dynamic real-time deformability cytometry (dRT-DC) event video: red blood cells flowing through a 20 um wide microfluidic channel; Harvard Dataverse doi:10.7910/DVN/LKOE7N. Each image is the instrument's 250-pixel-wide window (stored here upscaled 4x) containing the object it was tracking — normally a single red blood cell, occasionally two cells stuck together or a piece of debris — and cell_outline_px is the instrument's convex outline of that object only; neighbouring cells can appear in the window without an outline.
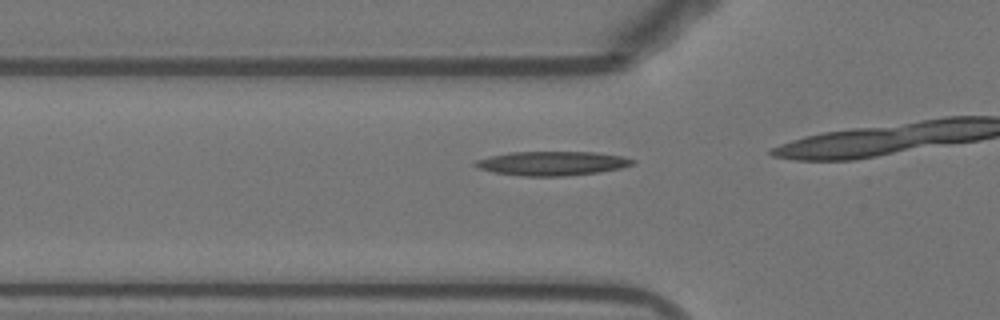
{"species": "Egyptian fruit bat (a non-hibernating species)", "species_latin": "Rousettus aegyptiacus", "temperature_condition": "warm", "stored_images_in_passage": 15, "camera_frame_rate_fps": 3000, "um_per_image_px": 0.085, "animal": {"sex": "female"}, "frame": {"image": 1, "passage_image": 11, "time_ms": 3.333, "image_size_px": [1000, 320], "cell_outline_px": [[636, 164], [620, 168], [600, 172], [564, 176], [524, 176], [492, 172], [480, 168], [472, 164], [476, 160], [508, 152], [596, 152], [624, 156], [636, 160]], "centroid_in_image_um": [46.98, 13.88], "position_along_channel_um": 78.8, "area_um2": 22.2}}
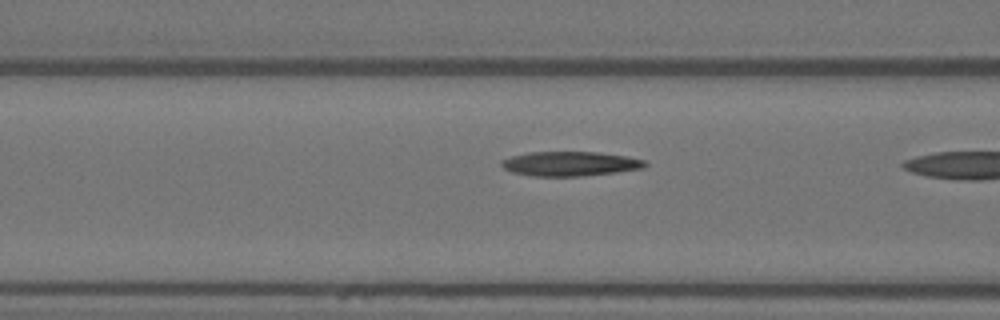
{"frame": {"image": 2, "passage_image": 14, "time_ms": 4.333, "image_size_px": [1000, 320], "cell_outline_px": [[648, 164], [644, 168], [616, 172], [580, 176], [532, 176], [512, 172], [504, 168], [500, 164], [500, 160], [512, 156], [528, 152], [600, 152], [628, 156], [644, 160]], "centroid_in_image_um": [48.46, 13.91], "position_along_channel_um": 118.1, "area_um2": 20.58}}